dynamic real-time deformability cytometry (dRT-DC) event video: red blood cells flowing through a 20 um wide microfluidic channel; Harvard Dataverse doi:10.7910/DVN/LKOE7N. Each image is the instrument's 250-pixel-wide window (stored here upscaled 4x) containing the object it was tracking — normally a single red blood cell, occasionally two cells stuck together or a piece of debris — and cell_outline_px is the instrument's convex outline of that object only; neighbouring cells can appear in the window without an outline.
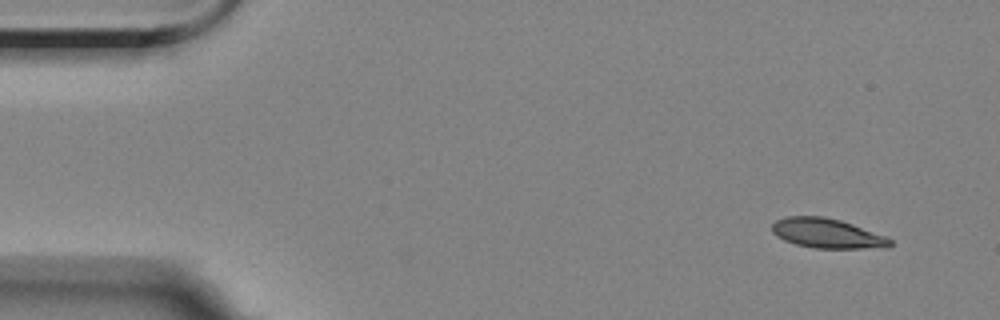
{"species": "Egyptian fruit bat (a non-hibernating species)", "species_latin": "Rousettus aegyptiacus", "temperature_condition": "room temperature", "stored_images_in_passage": 5, "camera_frame_rate_fps": 3000, "um_per_image_px": 0.085, "animal": {"sex": "female"}, "frame": {"image": 1, "passage_image": 1, "time_ms": 0.0, "image_size_px": [1000, 320], "cell_outline_px": [[892, 244], [888, 248], [816, 248], [796, 244], [784, 240], [776, 236], [772, 232], [772, 224], [776, 220], [784, 216], [824, 216], [840, 220], [852, 224], [884, 236], [892, 240]], "centroid_in_image_um": [70.28, 19.83], "position_along_channel_um": 14.7, "area_um2": 20.35}}
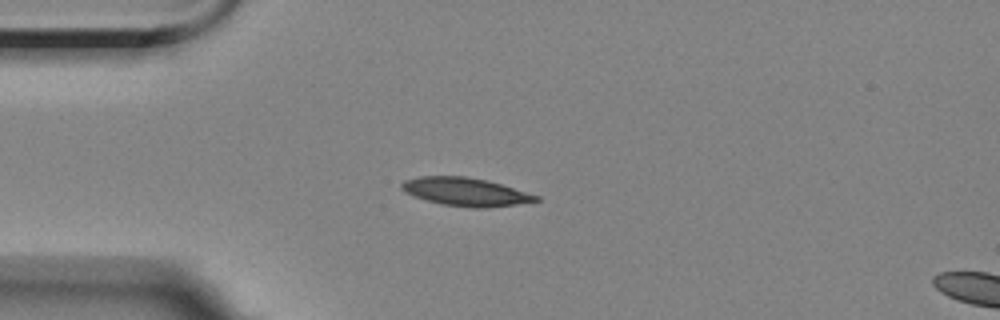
{"frame": {"image": 2, "passage_image": 4, "time_ms": 3.333, "image_size_px": [1000, 320], "cell_outline_px": [[540, 200], [516, 204], [488, 208], [472, 208], [444, 204], [412, 196], [404, 192], [400, 188], [400, 184], [404, 180], [420, 176], [464, 176], [488, 180], [540, 196]], "centroid_in_image_um": [39.55, 16.3], "position_along_channel_um": 45.4, "area_um2": 22.08}}